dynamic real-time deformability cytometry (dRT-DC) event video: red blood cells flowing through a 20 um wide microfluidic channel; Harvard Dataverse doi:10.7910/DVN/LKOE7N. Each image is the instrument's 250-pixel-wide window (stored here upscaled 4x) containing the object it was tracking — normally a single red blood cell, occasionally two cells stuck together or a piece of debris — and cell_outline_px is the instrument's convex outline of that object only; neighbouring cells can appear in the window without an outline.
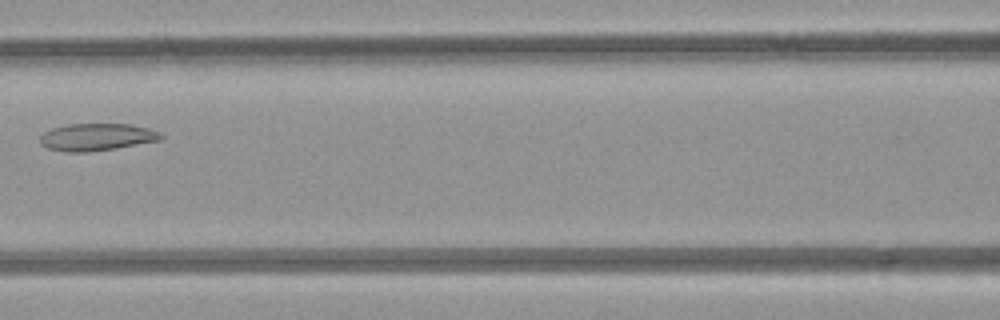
{"species": "common noctule bat (a hibernating species)", "species_latin": "Nyctalus noctula", "temperature_condition": "room temperature", "stored_images_in_passage": 4, "camera_frame_rate_fps": 3000, "um_per_image_px": 0.085, "animal": {"sex": "female", "body_mass_g": 21.9}, "frame": {"image": 1, "passage_image": 3, "time_ms": 2.333, "image_size_px": [1000, 320], "cell_outline_px": [[164, 136], [160, 140], [88, 152], [64, 152], [48, 148], [40, 144], [40, 136], [44, 132], [52, 128], [68, 124], [128, 124], [148, 128], [160, 132]], "centroid_in_image_um": [8.19, 11.64], "position_along_channel_um": 158.4, "area_um2": 19.02}}
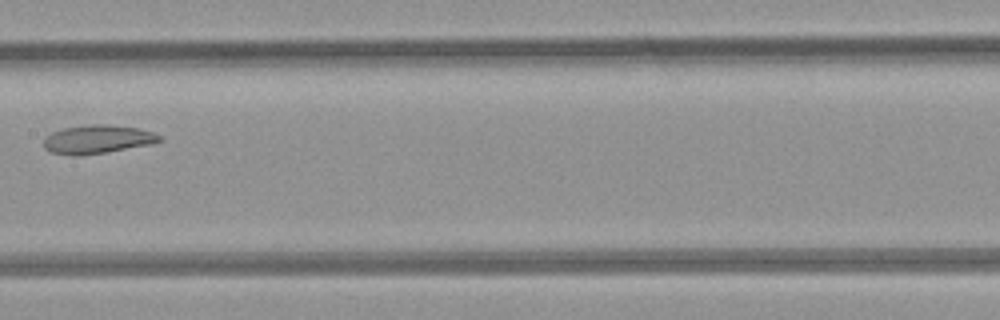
{"frame": {"image": 2, "passage_image": 4, "time_ms": 3.333, "image_size_px": [1000, 320], "cell_outline_px": [[164, 140], [152, 144], [108, 152], [80, 156], [72, 156], [48, 152], [44, 148], [44, 136], [52, 132], [64, 128], [92, 124], [108, 124], [136, 128], [152, 132], [164, 136]], "centroid_in_image_um": [8.29, 11.85], "position_along_channel_um": 199.1, "area_um2": 19.59}}